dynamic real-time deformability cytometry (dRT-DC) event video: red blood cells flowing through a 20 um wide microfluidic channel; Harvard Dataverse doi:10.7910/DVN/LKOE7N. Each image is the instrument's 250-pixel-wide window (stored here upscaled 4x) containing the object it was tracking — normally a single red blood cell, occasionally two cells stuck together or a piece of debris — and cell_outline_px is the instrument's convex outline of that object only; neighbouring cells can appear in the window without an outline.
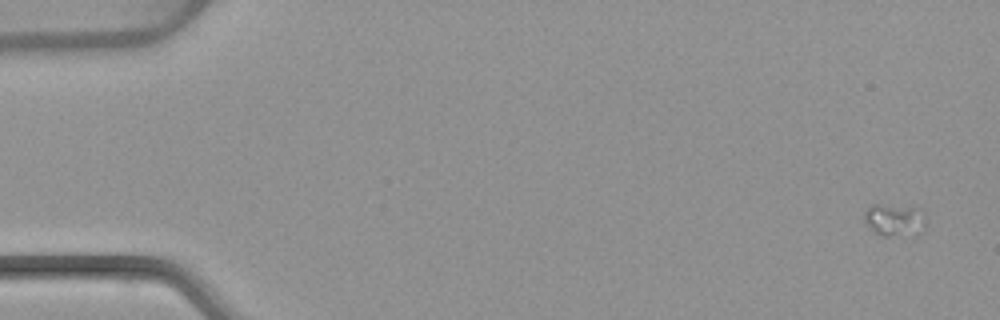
{"species": "common noctule bat (a hibernating species)", "species_latin": "Nyctalus noctula", "temperature_condition": "warm", "stored_images_in_passage": 8, "camera_frame_rate_fps": 3000, "um_per_image_px": 0.085, "animal": {"sex": "female", "body_mass_g": 22.7, "forearm_length_mm": 54.2}, "frame": {"image": 1, "passage_image": 1, "time_ms": 0.0, "image_size_px": [1000, 320], "cell_outline_px": [[924, 224], [888, 236], [880, 236], [864, 220], [864, 212], [872, 204], [912, 204], [920, 208], [924, 212]], "centroid_in_image_um": [75.94, 18.53], "position_along_channel_um": 9.1, "area_um2": 10.87}}
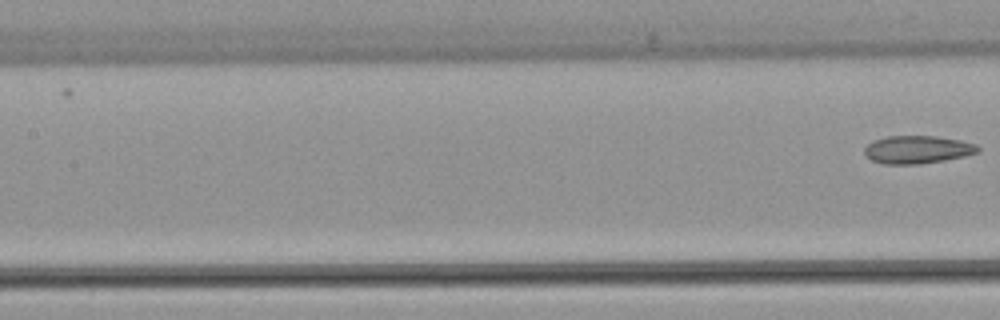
{"frame": {"image": 2, "passage_image": 8, "time_ms": 9.0, "image_size_px": [1000, 320], "cell_outline_px": [[980, 152], [964, 156], [944, 160], [920, 164], [884, 164], [872, 160], [864, 156], [864, 148], [872, 140], [888, 136], [936, 136], [960, 140], [976, 144], [980, 148]], "centroid_in_image_um": [77.96, 12.71], "position_along_channel_um": 129.4, "area_um2": 18.55}}